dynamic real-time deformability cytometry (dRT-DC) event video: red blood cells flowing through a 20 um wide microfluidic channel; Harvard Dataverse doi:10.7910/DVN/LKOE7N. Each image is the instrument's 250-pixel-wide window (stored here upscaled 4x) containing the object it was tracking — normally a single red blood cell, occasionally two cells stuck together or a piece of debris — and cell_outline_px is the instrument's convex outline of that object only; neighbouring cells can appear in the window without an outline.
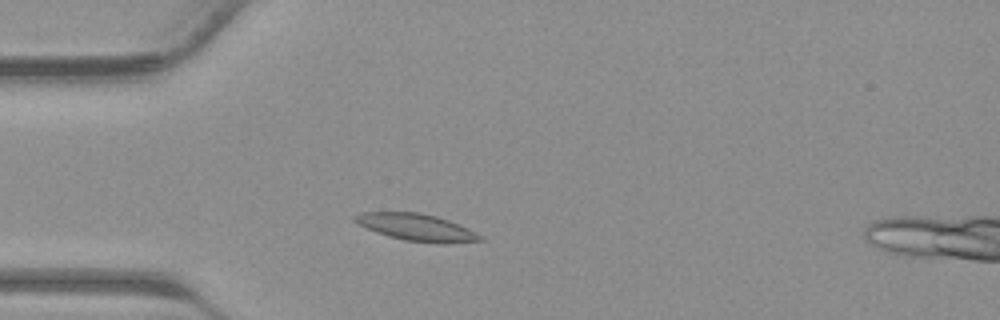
{"species": "common noctule bat (a hibernating species)", "species_latin": "Nyctalus noctula", "temperature_condition": "warm", "stored_images_in_passage": 36, "camera_frame_rate_fps": 3000, "um_per_image_px": 0.085, "animal": {"sex": "male", "body_mass_g": 23.1, "forearm_length_mm": 52.7}, "frame": {"image": 1, "passage_image": 5, "time_ms": 1.333, "image_size_px": [1000, 320], "cell_outline_px": [[484, 240], [448, 244], [440, 244], [404, 240], [388, 236], [376, 232], [352, 220], [352, 216], [360, 212], [420, 212], [436, 216], [448, 220], [468, 228], [476, 232]], "centroid_in_image_um": [35.4, 19.32], "position_along_channel_um": 49.6, "area_um2": 19.77}}
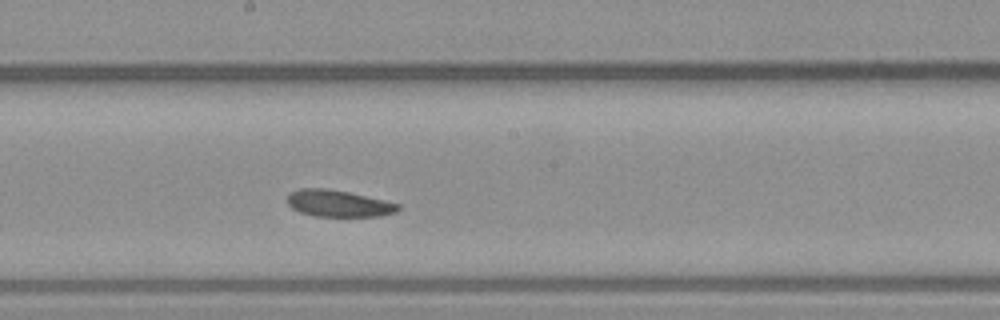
{"frame": {"image": 2, "passage_image": 16, "time_ms": 5.0, "image_size_px": [1000, 320], "cell_outline_px": [[400, 208], [396, 212], [380, 216], [316, 216], [300, 212], [292, 208], [288, 204], [288, 192], [300, 188], [324, 188], [348, 192], [384, 200], [400, 204]], "centroid_in_image_um": [28.75, 17.29], "position_along_channel_um": 219.4, "area_um2": 17.17}}
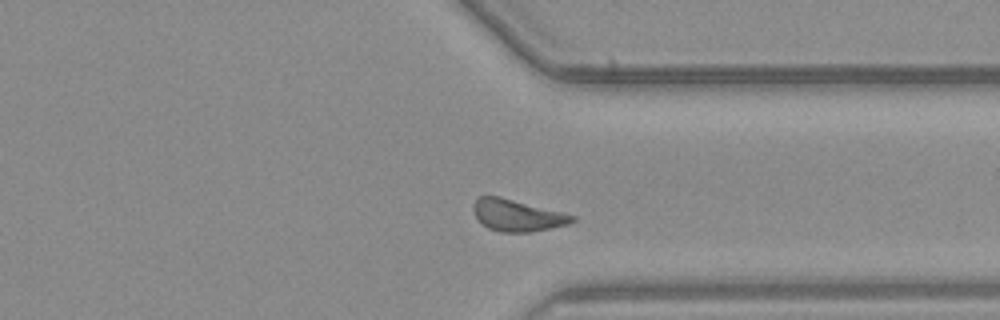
{"frame": {"image": 3, "passage_image": 25, "time_ms": 8.0, "image_size_px": [1000, 320], "cell_outline_px": [[576, 220], [568, 224], [532, 232], [500, 232], [488, 228], [480, 224], [472, 208], [472, 204], [480, 196], [500, 196], [564, 212], [576, 216]], "centroid_in_image_um": [43.96, 18.3], "position_along_channel_um": 367.4, "area_um2": 18.5}}